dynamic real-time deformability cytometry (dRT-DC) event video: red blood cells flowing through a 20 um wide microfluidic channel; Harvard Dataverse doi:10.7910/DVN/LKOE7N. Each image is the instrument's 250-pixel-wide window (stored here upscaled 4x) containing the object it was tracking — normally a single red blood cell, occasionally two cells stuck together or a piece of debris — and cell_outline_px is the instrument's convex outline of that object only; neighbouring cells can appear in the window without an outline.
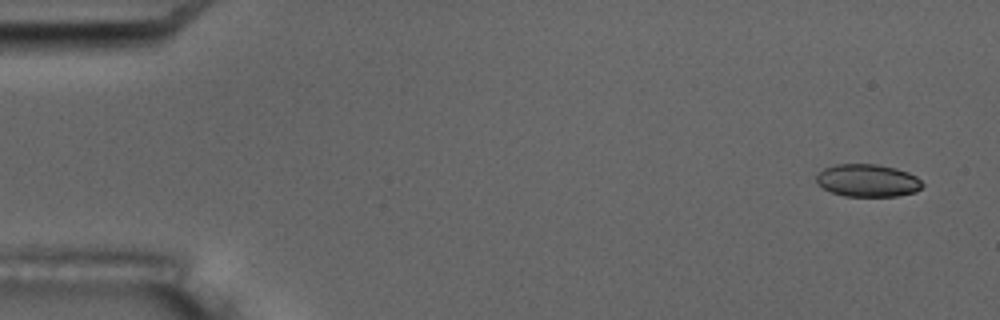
{"species": "common noctule bat (a hibernating species)", "species_latin": "Nyctalus noctula", "temperature_condition": "room temperature", "stored_images_in_passage": 5, "camera_frame_rate_fps": 3000, "um_per_image_px": 0.085, "animal": {"sex": "male", "body_mass_g": 17.5, "forearm_length_mm": 52.3}, "frame": {"image": 1, "passage_image": 1, "time_ms": 0.0, "image_size_px": [1000, 320], "cell_outline_px": [[924, 184], [916, 192], [896, 196], [844, 196], [832, 192], [824, 188], [816, 180], [816, 176], [824, 168], [836, 164], [876, 164], [896, 168], [908, 172], [916, 176]], "centroid_in_image_um": [73.77, 15.34], "position_along_channel_um": 11.2, "area_um2": 20.06}}